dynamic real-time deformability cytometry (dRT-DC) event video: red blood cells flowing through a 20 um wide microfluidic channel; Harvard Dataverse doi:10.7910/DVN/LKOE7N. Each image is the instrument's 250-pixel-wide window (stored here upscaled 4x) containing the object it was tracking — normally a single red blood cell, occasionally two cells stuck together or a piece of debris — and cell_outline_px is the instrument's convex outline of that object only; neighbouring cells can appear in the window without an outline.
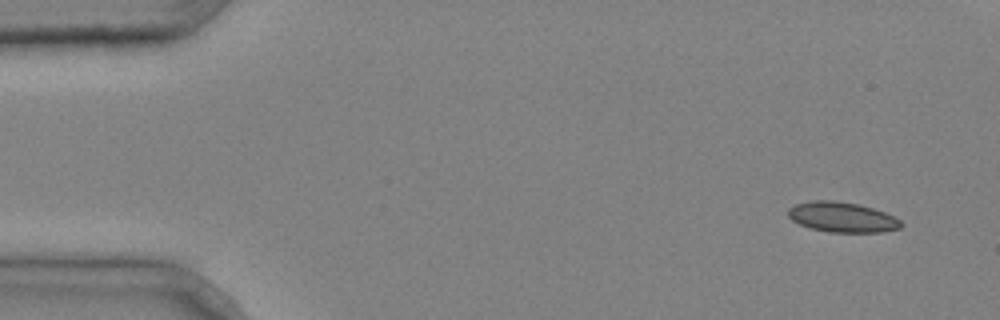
{"species": "common noctule bat (a hibernating species)", "species_latin": "Nyctalus noctula", "temperature_condition": "cold", "stored_images_in_passage": 3, "camera_frame_rate_fps": 3000, "um_per_image_px": 0.085, "animal": {"sex": "male", "body_mass_g": 20.4}, "frame": {"image": 1, "passage_image": 1, "time_ms": 0.0, "image_size_px": [1000, 320], "cell_outline_px": [[904, 224], [900, 228], [880, 232], [828, 232], [812, 228], [800, 224], [792, 220], [788, 216], [788, 208], [796, 204], [812, 200], [832, 200], [860, 204], [884, 212], [900, 220]], "centroid_in_image_um": [71.58, 18.45], "position_along_channel_um": 13.4, "area_um2": 19.77}}